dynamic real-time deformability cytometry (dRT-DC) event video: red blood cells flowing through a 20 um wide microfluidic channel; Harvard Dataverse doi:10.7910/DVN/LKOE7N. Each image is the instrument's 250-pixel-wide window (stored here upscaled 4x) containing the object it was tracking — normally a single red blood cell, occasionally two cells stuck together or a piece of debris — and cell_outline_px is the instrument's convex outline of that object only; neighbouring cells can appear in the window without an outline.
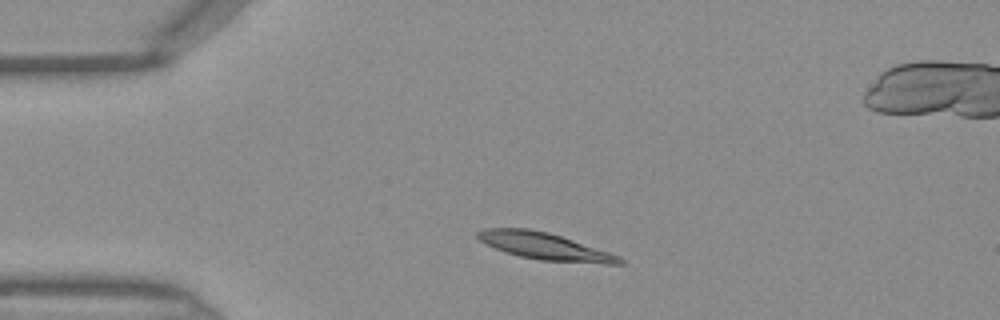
{"species": "Egyptian fruit bat (a non-hibernating species)", "species_latin": "Rousettus aegyptiacus", "temperature_condition": "warm", "stored_images_in_passage": 30, "camera_frame_rate_fps": 3000, "um_per_image_px": 0.085, "frame": {"image": 1, "passage_image": 1, "time_ms": 0.0, "image_size_px": [1000, 320], "cell_outline_px": [[624, 264], [604, 264], [540, 260], [520, 256], [504, 252], [484, 244], [476, 236], [476, 232], [484, 228], [528, 228], [548, 232], [620, 256], [624, 260]], "centroid_in_image_um": [46.26, 20.93], "position_along_channel_um": 38.7, "area_um2": 22.25}}
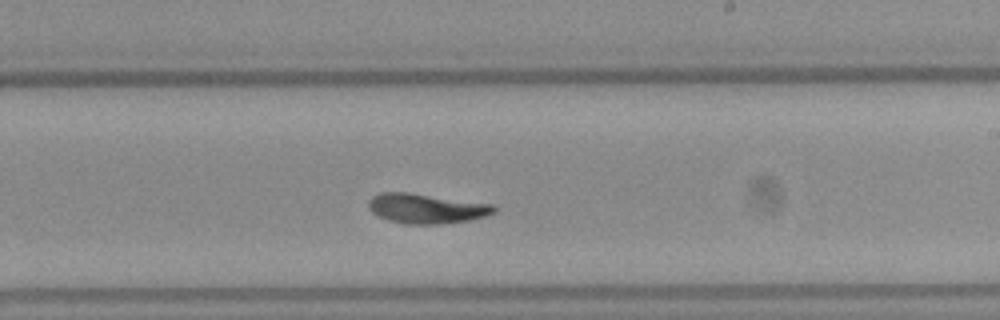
{"frame": {"image": 2, "passage_image": 18, "time_ms": 5.667, "image_size_px": [1000, 320], "cell_outline_px": [[496, 212], [484, 216], [468, 220], [436, 224], [404, 224], [388, 220], [372, 212], [368, 208], [368, 200], [372, 196], [380, 192], [408, 192], [492, 204], [496, 208]], "centroid_in_image_um": [36.19, 17.71], "position_along_channel_um": 252.8, "area_um2": 21.68}}
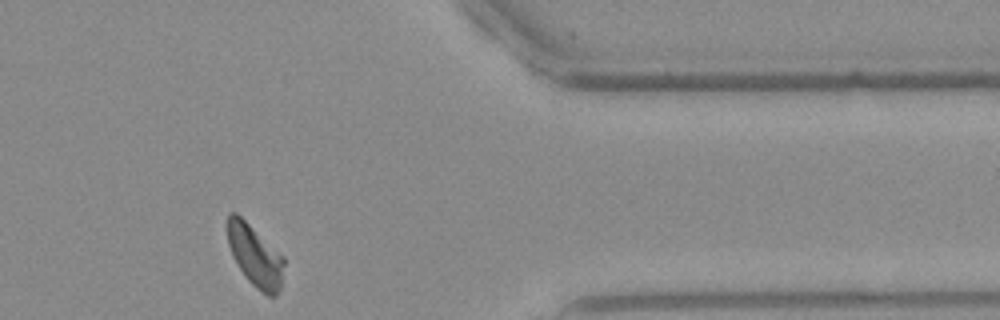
{"frame": {"image": 3, "passage_image": 29, "time_ms": 9.333, "image_size_px": [1000, 320], "cell_outline_px": [[284, 264], [280, 288], [276, 296], [268, 296], [260, 292], [248, 280], [232, 256], [228, 244], [228, 212], [236, 212], [284, 256]], "centroid_in_image_um": [21.69, 21.75], "position_along_channel_um": 389.7, "area_um2": 20.11}}